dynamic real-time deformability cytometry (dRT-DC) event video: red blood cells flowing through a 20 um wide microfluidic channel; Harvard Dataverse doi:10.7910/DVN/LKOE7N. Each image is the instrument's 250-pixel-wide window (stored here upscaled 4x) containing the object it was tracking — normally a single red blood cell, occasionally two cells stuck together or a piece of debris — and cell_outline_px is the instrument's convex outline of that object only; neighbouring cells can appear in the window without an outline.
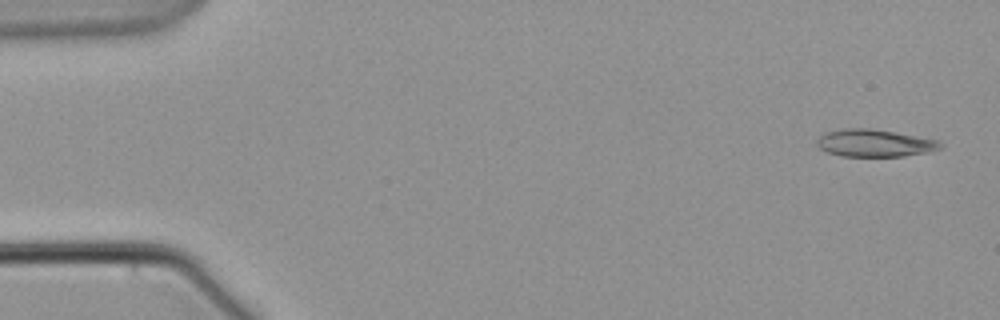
{"species": "common noctule bat (a hibernating species)", "species_latin": "Nyctalus noctula", "temperature_condition": "warm", "stored_images_in_passage": 6, "camera_frame_rate_fps": 3000, "um_per_image_px": 0.085, "animal": {"sex": "male", "body_mass_g": 21.5, "forearm_length_mm": 52.0}, "frame": {"image": 1, "passage_image": 1, "time_ms": 0.0, "image_size_px": [1000, 320], "cell_outline_px": [[944, 148], [928, 152], [904, 156], [840, 156], [828, 152], [820, 148], [816, 144], [816, 140], [824, 132], [844, 128], [868, 128], [896, 132], [936, 140], [944, 144]], "centroid_in_image_um": [74.34, 12.16], "position_along_channel_um": 10.7, "area_um2": 19.77}}
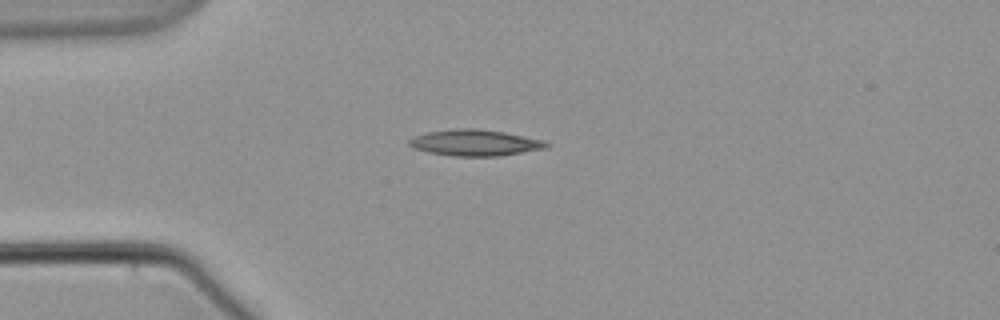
{"frame": {"image": 2, "passage_image": 4, "time_ms": 4.667, "image_size_px": [1000, 320], "cell_outline_px": [[548, 148], [500, 156], [452, 156], [428, 152], [412, 148], [408, 144], [408, 140], [412, 136], [428, 132], [456, 128], [476, 128], [504, 132], [544, 140], [548, 144]], "centroid_in_image_um": [40.34, 12.13], "position_along_channel_um": 44.7, "area_um2": 21.1}}
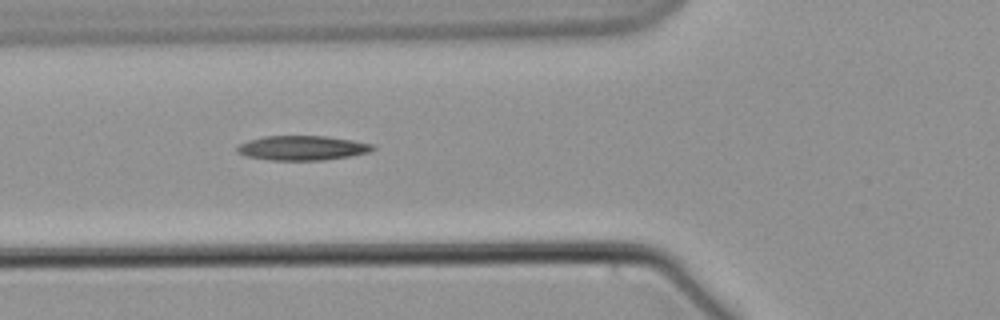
{"frame": {"image": 3, "passage_image": 6, "time_ms": 7.0, "image_size_px": [1000, 320], "cell_outline_px": [[376, 148], [368, 152], [352, 156], [324, 160], [268, 160], [248, 156], [236, 152], [236, 148], [240, 144], [248, 140], [264, 136], [324, 136], [352, 140], [372, 144]], "centroid_in_image_um": [25.69, 12.58], "position_along_channel_um": 100.1, "area_um2": 19.36}}